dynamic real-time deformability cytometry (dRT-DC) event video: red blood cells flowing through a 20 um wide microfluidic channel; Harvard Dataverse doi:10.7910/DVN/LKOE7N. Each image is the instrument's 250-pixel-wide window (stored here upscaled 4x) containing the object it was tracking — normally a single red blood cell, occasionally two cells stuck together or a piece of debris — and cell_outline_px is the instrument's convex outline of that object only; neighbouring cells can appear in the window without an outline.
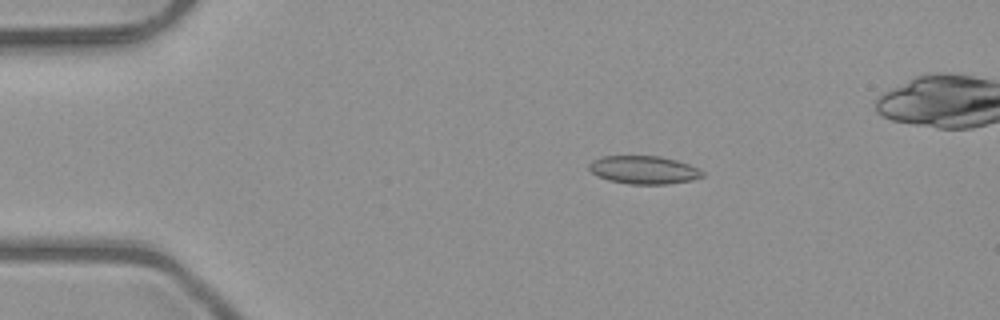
{"species": "common noctule bat (a hibernating species)", "species_latin": "Nyctalus noctula", "temperature_condition": "room temperature", "stored_images_in_passage": 40, "camera_frame_rate_fps": 3000, "um_per_image_px": 0.085, "animal": {"sex": "male", "body_mass_g": 23.1, "forearm_length_mm": 52.7}, "frame": {"image": 1, "passage_image": 1, "time_ms": 0.0, "image_size_px": [1000, 320], "cell_outline_px": [[704, 176], [692, 180], [664, 184], [628, 184], [608, 180], [592, 172], [588, 168], [588, 164], [592, 160], [604, 156], [660, 156], [676, 160], [688, 164], [704, 172]], "centroid_in_image_um": [54.71, 14.44], "position_along_channel_um": 30.3, "area_um2": 18.44}}
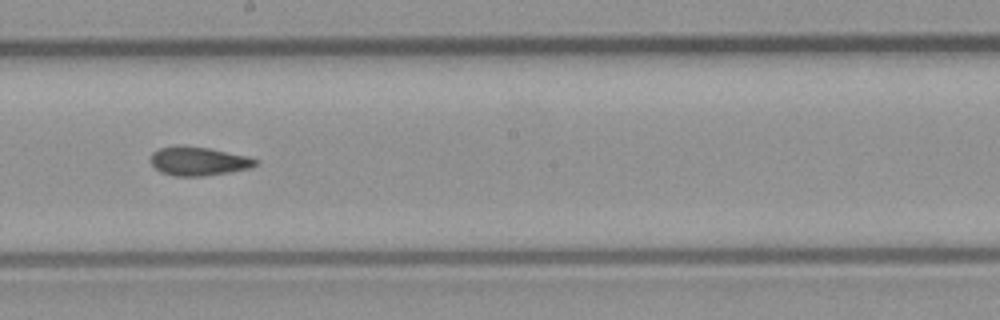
{"frame": {"image": 2, "passage_image": 20, "time_ms": 6.333, "image_size_px": [1000, 320], "cell_outline_px": [[260, 160], [256, 164], [248, 168], [228, 172], [204, 176], [176, 176], [160, 172], [152, 164], [152, 152], [160, 148], [180, 144], [208, 148], [248, 156]], "centroid_in_image_um": [16.86, 13.68], "position_along_channel_um": 231.3, "area_um2": 17.51}}
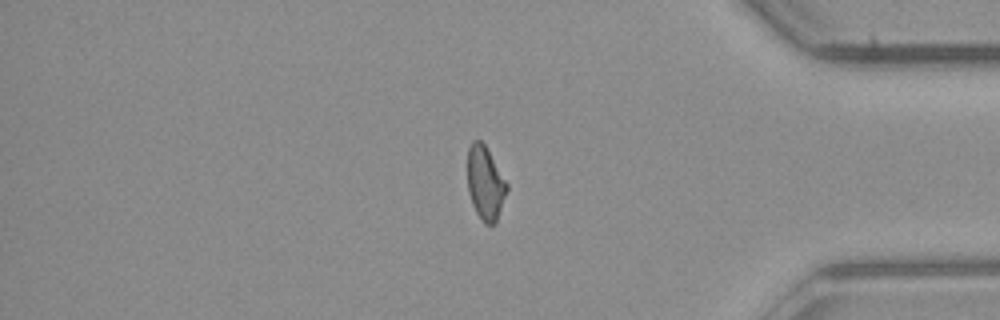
{"frame": {"image": 3, "passage_image": 34, "time_ms": 11.0, "image_size_px": [1000, 320], "cell_outline_px": [[508, 188], [496, 224], [484, 224], [476, 212], [472, 204], [468, 192], [468, 148], [472, 140], [480, 140], [484, 144], [508, 184]], "centroid_in_image_um": [41.25, 15.59], "position_along_channel_um": 394.0, "area_um2": 16.82}, "authors_computed_cell_mechanics": {"area_um2": 17.7735, "velocity_mm_per_s": 4.0547, "shape_relaxation_time_tau1_ms": null, "shape_relaxation_time_tau2_ms": 2.8534, "deformation_change_tau1": null, "deformation_change_tau2": 0.0811}}